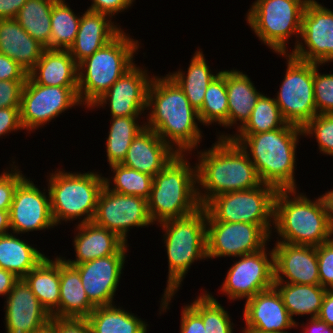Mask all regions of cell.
<instances>
[{"instance_id": "cell-3", "label": "cell", "mask_w": 333, "mask_h": 333, "mask_svg": "<svg viewBox=\"0 0 333 333\" xmlns=\"http://www.w3.org/2000/svg\"><path fill=\"white\" fill-rule=\"evenodd\" d=\"M196 164L197 183L207 192L197 191L203 207L211 198L228 192L256 188L262 184L247 152L231 139H219L200 153ZM202 194V195H201Z\"/></svg>"}, {"instance_id": "cell-22", "label": "cell", "mask_w": 333, "mask_h": 333, "mask_svg": "<svg viewBox=\"0 0 333 333\" xmlns=\"http://www.w3.org/2000/svg\"><path fill=\"white\" fill-rule=\"evenodd\" d=\"M243 315L246 323L243 332L284 331L297 326L274 286L247 299Z\"/></svg>"}, {"instance_id": "cell-12", "label": "cell", "mask_w": 333, "mask_h": 333, "mask_svg": "<svg viewBox=\"0 0 333 333\" xmlns=\"http://www.w3.org/2000/svg\"><path fill=\"white\" fill-rule=\"evenodd\" d=\"M76 104H81L78 87L40 85L27 76L20 104L22 127L37 129Z\"/></svg>"}, {"instance_id": "cell-15", "label": "cell", "mask_w": 333, "mask_h": 333, "mask_svg": "<svg viewBox=\"0 0 333 333\" xmlns=\"http://www.w3.org/2000/svg\"><path fill=\"white\" fill-rule=\"evenodd\" d=\"M300 41L290 53L293 57L317 64L333 61V12L315 0H309L302 14Z\"/></svg>"}, {"instance_id": "cell-59", "label": "cell", "mask_w": 333, "mask_h": 333, "mask_svg": "<svg viewBox=\"0 0 333 333\" xmlns=\"http://www.w3.org/2000/svg\"><path fill=\"white\" fill-rule=\"evenodd\" d=\"M244 333H288L286 331H272V332H244Z\"/></svg>"}, {"instance_id": "cell-41", "label": "cell", "mask_w": 333, "mask_h": 333, "mask_svg": "<svg viewBox=\"0 0 333 333\" xmlns=\"http://www.w3.org/2000/svg\"><path fill=\"white\" fill-rule=\"evenodd\" d=\"M190 306L202 317L206 333H233L227 311L209 293H203Z\"/></svg>"}, {"instance_id": "cell-40", "label": "cell", "mask_w": 333, "mask_h": 333, "mask_svg": "<svg viewBox=\"0 0 333 333\" xmlns=\"http://www.w3.org/2000/svg\"><path fill=\"white\" fill-rule=\"evenodd\" d=\"M110 167L115 173L113 178L115 184L114 188H110V181L108 178H104V181L105 185L111 191L123 195L139 196L146 200L149 199L153 176L122 164H113L110 165Z\"/></svg>"}, {"instance_id": "cell-10", "label": "cell", "mask_w": 333, "mask_h": 333, "mask_svg": "<svg viewBox=\"0 0 333 333\" xmlns=\"http://www.w3.org/2000/svg\"><path fill=\"white\" fill-rule=\"evenodd\" d=\"M309 0H257L247 21L264 44L278 54H286V42L301 34L302 14Z\"/></svg>"}, {"instance_id": "cell-32", "label": "cell", "mask_w": 333, "mask_h": 333, "mask_svg": "<svg viewBox=\"0 0 333 333\" xmlns=\"http://www.w3.org/2000/svg\"><path fill=\"white\" fill-rule=\"evenodd\" d=\"M285 284V285H284ZM290 317L310 314L317 318L324 295L327 291L321 285L274 283Z\"/></svg>"}, {"instance_id": "cell-35", "label": "cell", "mask_w": 333, "mask_h": 333, "mask_svg": "<svg viewBox=\"0 0 333 333\" xmlns=\"http://www.w3.org/2000/svg\"><path fill=\"white\" fill-rule=\"evenodd\" d=\"M55 1L27 0L15 20L33 38L51 49V11Z\"/></svg>"}, {"instance_id": "cell-33", "label": "cell", "mask_w": 333, "mask_h": 333, "mask_svg": "<svg viewBox=\"0 0 333 333\" xmlns=\"http://www.w3.org/2000/svg\"><path fill=\"white\" fill-rule=\"evenodd\" d=\"M91 333H146L147 324L116 305L98 306L86 318Z\"/></svg>"}, {"instance_id": "cell-4", "label": "cell", "mask_w": 333, "mask_h": 333, "mask_svg": "<svg viewBox=\"0 0 333 333\" xmlns=\"http://www.w3.org/2000/svg\"><path fill=\"white\" fill-rule=\"evenodd\" d=\"M184 155L177 154L153 177L151 194L147 200L152 222L180 219L202 207L197 194L199 188L195 187L196 166L191 169Z\"/></svg>"}, {"instance_id": "cell-9", "label": "cell", "mask_w": 333, "mask_h": 333, "mask_svg": "<svg viewBox=\"0 0 333 333\" xmlns=\"http://www.w3.org/2000/svg\"><path fill=\"white\" fill-rule=\"evenodd\" d=\"M276 192L274 186L262 183L256 188L216 195L203 206L206 220L257 224L270 236Z\"/></svg>"}, {"instance_id": "cell-27", "label": "cell", "mask_w": 333, "mask_h": 333, "mask_svg": "<svg viewBox=\"0 0 333 333\" xmlns=\"http://www.w3.org/2000/svg\"><path fill=\"white\" fill-rule=\"evenodd\" d=\"M28 76L40 85L78 87V64L68 50L46 48Z\"/></svg>"}, {"instance_id": "cell-42", "label": "cell", "mask_w": 333, "mask_h": 333, "mask_svg": "<svg viewBox=\"0 0 333 333\" xmlns=\"http://www.w3.org/2000/svg\"><path fill=\"white\" fill-rule=\"evenodd\" d=\"M303 135L317 139L321 152L333 156V114H317L303 128Z\"/></svg>"}, {"instance_id": "cell-56", "label": "cell", "mask_w": 333, "mask_h": 333, "mask_svg": "<svg viewBox=\"0 0 333 333\" xmlns=\"http://www.w3.org/2000/svg\"><path fill=\"white\" fill-rule=\"evenodd\" d=\"M325 206L326 214L330 225L333 227V190L320 196Z\"/></svg>"}, {"instance_id": "cell-11", "label": "cell", "mask_w": 333, "mask_h": 333, "mask_svg": "<svg viewBox=\"0 0 333 333\" xmlns=\"http://www.w3.org/2000/svg\"><path fill=\"white\" fill-rule=\"evenodd\" d=\"M286 55L287 69L275 102L288 124L303 128L315 115L313 62Z\"/></svg>"}, {"instance_id": "cell-19", "label": "cell", "mask_w": 333, "mask_h": 333, "mask_svg": "<svg viewBox=\"0 0 333 333\" xmlns=\"http://www.w3.org/2000/svg\"><path fill=\"white\" fill-rule=\"evenodd\" d=\"M145 70L133 65L91 106L110 103L112 117L138 116L147 108L151 83Z\"/></svg>"}, {"instance_id": "cell-36", "label": "cell", "mask_w": 333, "mask_h": 333, "mask_svg": "<svg viewBox=\"0 0 333 333\" xmlns=\"http://www.w3.org/2000/svg\"><path fill=\"white\" fill-rule=\"evenodd\" d=\"M111 118L112 124L106 144L107 159L109 165L121 164L133 139L146 127L136 123L138 116Z\"/></svg>"}, {"instance_id": "cell-8", "label": "cell", "mask_w": 333, "mask_h": 333, "mask_svg": "<svg viewBox=\"0 0 333 333\" xmlns=\"http://www.w3.org/2000/svg\"><path fill=\"white\" fill-rule=\"evenodd\" d=\"M105 185L104 177L94 172L67 173L55 171L49 179L51 213L55 226L60 220L83 218L81 223L92 222L99 194Z\"/></svg>"}, {"instance_id": "cell-29", "label": "cell", "mask_w": 333, "mask_h": 333, "mask_svg": "<svg viewBox=\"0 0 333 333\" xmlns=\"http://www.w3.org/2000/svg\"><path fill=\"white\" fill-rule=\"evenodd\" d=\"M226 90L228 95V127L240 121L242 128L249 120L259 97L250 78L237 70H225Z\"/></svg>"}, {"instance_id": "cell-48", "label": "cell", "mask_w": 333, "mask_h": 333, "mask_svg": "<svg viewBox=\"0 0 333 333\" xmlns=\"http://www.w3.org/2000/svg\"><path fill=\"white\" fill-rule=\"evenodd\" d=\"M28 73L13 59L0 53V80L26 81Z\"/></svg>"}, {"instance_id": "cell-43", "label": "cell", "mask_w": 333, "mask_h": 333, "mask_svg": "<svg viewBox=\"0 0 333 333\" xmlns=\"http://www.w3.org/2000/svg\"><path fill=\"white\" fill-rule=\"evenodd\" d=\"M313 63V91L317 114H333V74H319Z\"/></svg>"}, {"instance_id": "cell-34", "label": "cell", "mask_w": 333, "mask_h": 333, "mask_svg": "<svg viewBox=\"0 0 333 333\" xmlns=\"http://www.w3.org/2000/svg\"><path fill=\"white\" fill-rule=\"evenodd\" d=\"M187 72V76L181 71L168 75L179 85L190 104L198 111L203 105L209 84L220 72L212 74L200 51L195 52Z\"/></svg>"}, {"instance_id": "cell-13", "label": "cell", "mask_w": 333, "mask_h": 333, "mask_svg": "<svg viewBox=\"0 0 333 333\" xmlns=\"http://www.w3.org/2000/svg\"><path fill=\"white\" fill-rule=\"evenodd\" d=\"M93 222L116 233L126 243L130 227L153 224L146 199L113 192L106 185L99 194Z\"/></svg>"}, {"instance_id": "cell-51", "label": "cell", "mask_w": 333, "mask_h": 333, "mask_svg": "<svg viewBox=\"0 0 333 333\" xmlns=\"http://www.w3.org/2000/svg\"><path fill=\"white\" fill-rule=\"evenodd\" d=\"M19 129H23L20 108L0 109V136Z\"/></svg>"}, {"instance_id": "cell-1", "label": "cell", "mask_w": 333, "mask_h": 333, "mask_svg": "<svg viewBox=\"0 0 333 333\" xmlns=\"http://www.w3.org/2000/svg\"><path fill=\"white\" fill-rule=\"evenodd\" d=\"M153 78L147 99L151 113L145 127L154 130L171 148L176 144L177 154L192 151L202 136L195 122L196 119L200 121L198 111L168 74L164 78Z\"/></svg>"}, {"instance_id": "cell-38", "label": "cell", "mask_w": 333, "mask_h": 333, "mask_svg": "<svg viewBox=\"0 0 333 333\" xmlns=\"http://www.w3.org/2000/svg\"><path fill=\"white\" fill-rule=\"evenodd\" d=\"M80 20L64 0L55 2L51 11V49L68 50L77 36Z\"/></svg>"}, {"instance_id": "cell-46", "label": "cell", "mask_w": 333, "mask_h": 333, "mask_svg": "<svg viewBox=\"0 0 333 333\" xmlns=\"http://www.w3.org/2000/svg\"><path fill=\"white\" fill-rule=\"evenodd\" d=\"M25 81L0 80V109L20 108Z\"/></svg>"}, {"instance_id": "cell-17", "label": "cell", "mask_w": 333, "mask_h": 333, "mask_svg": "<svg viewBox=\"0 0 333 333\" xmlns=\"http://www.w3.org/2000/svg\"><path fill=\"white\" fill-rule=\"evenodd\" d=\"M9 222L16 234L54 227L50 195L46 196L25 177L15 189Z\"/></svg>"}, {"instance_id": "cell-54", "label": "cell", "mask_w": 333, "mask_h": 333, "mask_svg": "<svg viewBox=\"0 0 333 333\" xmlns=\"http://www.w3.org/2000/svg\"><path fill=\"white\" fill-rule=\"evenodd\" d=\"M18 280L14 273L0 268V295H8Z\"/></svg>"}, {"instance_id": "cell-44", "label": "cell", "mask_w": 333, "mask_h": 333, "mask_svg": "<svg viewBox=\"0 0 333 333\" xmlns=\"http://www.w3.org/2000/svg\"><path fill=\"white\" fill-rule=\"evenodd\" d=\"M316 253L320 285L326 289H333V238L316 246Z\"/></svg>"}, {"instance_id": "cell-6", "label": "cell", "mask_w": 333, "mask_h": 333, "mask_svg": "<svg viewBox=\"0 0 333 333\" xmlns=\"http://www.w3.org/2000/svg\"><path fill=\"white\" fill-rule=\"evenodd\" d=\"M206 219V210L201 207L189 216L160 223L165 229L164 239L169 261L167 287L161 301L163 311L191 264L195 260L207 258Z\"/></svg>"}, {"instance_id": "cell-50", "label": "cell", "mask_w": 333, "mask_h": 333, "mask_svg": "<svg viewBox=\"0 0 333 333\" xmlns=\"http://www.w3.org/2000/svg\"><path fill=\"white\" fill-rule=\"evenodd\" d=\"M133 0H93V4L88 10L98 12L112 17L114 14L123 11L131 6ZM111 15V16H110Z\"/></svg>"}, {"instance_id": "cell-39", "label": "cell", "mask_w": 333, "mask_h": 333, "mask_svg": "<svg viewBox=\"0 0 333 333\" xmlns=\"http://www.w3.org/2000/svg\"><path fill=\"white\" fill-rule=\"evenodd\" d=\"M287 124L275 99L262 94L251 112L249 120L238 132L240 134L264 133L283 128Z\"/></svg>"}, {"instance_id": "cell-23", "label": "cell", "mask_w": 333, "mask_h": 333, "mask_svg": "<svg viewBox=\"0 0 333 333\" xmlns=\"http://www.w3.org/2000/svg\"><path fill=\"white\" fill-rule=\"evenodd\" d=\"M176 155L175 148L165 143L154 130L145 128L133 139L121 164L154 177Z\"/></svg>"}, {"instance_id": "cell-7", "label": "cell", "mask_w": 333, "mask_h": 333, "mask_svg": "<svg viewBox=\"0 0 333 333\" xmlns=\"http://www.w3.org/2000/svg\"><path fill=\"white\" fill-rule=\"evenodd\" d=\"M133 40L121 31L78 64V97L81 104L83 102L87 107H91L134 65L133 55L139 44L138 40Z\"/></svg>"}, {"instance_id": "cell-53", "label": "cell", "mask_w": 333, "mask_h": 333, "mask_svg": "<svg viewBox=\"0 0 333 333\" xmlns=\"http://www.w3.org/2000/svg\"><path fill=\"white\" fill-rule=\"evenodd\" d=\"M27 0H0V19H15Z\"/></svg>"}, {"instance_id": "cell-24", "label": "cell", "mask_w": 333, "mask_h": 333, "mask_svg": "<svg viewBox=\"0 0 333 333\" xmlns=\"http://www.w3.org/2000/svg\"><path fill=\"white\" fill-rule=\"evenodd\" d=\"M106 17L105 14L88 9L82 15L77 36L68 49L77 64L94 54L122 31Z\"/></svg>"}, {"instance_id": "cell-21", "label": "cell", "mask_w": 333, "mask_h": 333, "mask_svg": "<svg viewBox=\"0 0 333 333\" xmlns=\"http://www.w3.org/2000/svg\"><path fill=\"white\" fill-rule=\"evenodd\" d=\"M273 251L275 283L320 285L315 246L278 241ZM284 277L289 280L285 281Z\"/></svg>"}, {"instance_id": "cell-16", "label": "cell", "mask_w": 333, "mask_h": 333, "mask_svg": "<svg viewBox=\"0 0 333 333\" xmlns=\"http://www.w3.org/2000/svg\"><path fill=\"white\" fill-rule=\"evenodd\" d=\"M240 256V260L228 270L221 291L229 299H249L261 291L274 286V251H270V260L266 249Z\"/></svg>"}, {"instance_id": "cell-57", "label": "cell", "mask_w": 333, "mask_h": 333, "mask_svg": "<svg viewBox=\"0 0 333 333\" xmlns=\"http://www.w3.org/2000/svg\"><path fill=\"white\" fill-rule=\"evenodd\" d=\"M9 228V210H0V236L8 234Z\"/></svg>"}, {"instance_id": "cell-55", "label": "cell", "mask_w": 333, "mask_h": 333, "mask_svg": "<svg viewBox=\"0 0 333 333\" xmlns=\"http://www.w3.org/2000/svg\"><path fill=\"white\" fill-rule=\"evenodd\" d=\"M311 326H306L305 332L303 333H333V327L328 326L325 322L321 321L318 318H311L308 322Z\"/></svg>"}, {"instance_id": "cell-5", "label": "cell", "mask_w": 333, "mask_h": 333, "mask_svg": "<svg viewBox=\"0 0 333 333\" xmlns=\"http://www.w3.org/2000/svg\"><path fill=\"white\" fill-rule=\"evenodd\" d=\"M296 190H277L274 199V221L283 243L319 246L333 235L322 198L313 202ZM289 194V195H288Z\"/></svg>"}, {"instance_id": "cell-49", "label": "cell", "mask_w": 333, "mask_h": 333, "mask_svg": "<svg viewBox=\"0 0 333 333\" xmlns=\"http://www.w3.org/2000/svg\"><path fill=\"white\" fill-rule=\"evenodd\" d=\"M180 333H206L202 317L187 305L182 311Z\"/></svg>"}, {"instance_id": "cell-2", "label": "cell", "mask_w": 333, "mask_h": 333, "mask_svg": "<svg viewBox=\"0 0 333 333\" xmlns=\"http://www.w3.org/2000/svg\"><path fill=\"white\" fill-rule=\"evenodd\" d=\"M302 128L287 124L283 128L256 134L221 135L239 144L254 164L262 183L277 190H296L294 179L295 149ZM247 148H250L248 152Z\"/></svg>"}, {"instance_id": "cell-52", "label": "cell", "mask_w": 333, "mask_h": 333, "mask_svg": "<svg viewBox=\"0 0 333 333\" xmlns=\"http://www.w3.org/2000/svg\"><path fill=\"white\" fill-rule=\"evenodd\" d=\"M317 318L333 327V289H327Z\"/></svg>"}, {"instance_id": "cell-18", "label": "cell", "mask_w": 333, "mask_h": 333, "mask_svg": "<svg viewBox=\"0 0 333 333\" xmlns=\"http://www.w3.org/2000/svg\"><path fill=\"white\" fill-rule=\"evenodd\" d=\"M127 245L116 254L97 258L75 265L90 302L95 306H108L113 303L125 261Z\"/></svg>"}, {"instance_id": "cell-14", "label": "cell", "mask_w": 333, "mask_h": 333, "mask_svg": "<svg viewBox=\"0 0 333 333\" xmlns=\"http://www.w3.org/2000/svg\"><path fill=\"white\" fill-rule=\"evenodd\" d=\"M207 257H240L263 249L270 237L259 225L206 220Z\"/></svg>"}, {"instance_id": "cell-45", "label": "cell", "mask_w": 333, "mask_h": 333, "mask_svg": "<svg viewBox=\"0 0 333 333\" xmlns=\"http://www.w3.org/2000/svg\"><path fill=\"white\" fill-rule=\"evenodd\" d=\"M18 170L15 168L10 173L3 172L0 175V210H9L11 208L15 189L25 178Z\"/></svg>"}, {"instance_id": "cell-25", "label": "cell", "mask_w": 333, "mask_h": 333, "mask_svg": "<svg viewBox=\"0 0 333 333\" xmlns=\"http://www.w3.org/2000/svg\"><path fill=\"white\" fill-rule=\"evenodd\" d=\"M79 233L74 238L76 260H66L69 265L75 266L97 258L116 254L125 244L116 233L98 226L93 221L79 223Z\"/></svg>"}, {"instance_id": "cell-26", "label": "cell", "mask_w": 333, "mask_h": 333, "mask_svg": "<svg viewBox=\"0 0 333 333\" xmlns=\"http://www.w3.org/2000/svg\"><path fill=\"white\" fill-rule=\"evenodd\" d=\"M46 49L15 19H0V53L7 55L29 73Z\"/></svg>"}, {"instance_id": "cell-47", "label": "cell", "mask_w": 333, "mask_h": 333, "mask_svg": "<svg viewBox=\"0 0 333 333\" xmlns=\"http://www.w3.org/2000/svg\"><path fill=\"white\" fill-rule=\"evenodd\" d=\"M49 325L55 333H91L86 319L51 318Z\"/></svg>"}, {"instance_id": "cell-20", "label": "cell", "mask_w": 333, "mask_h": 333, "mask_svg": "<svg viewBox=\"0 0 333 333\" xmlns=\"http://www.w3.org/2000/svg\"><path fill=\"white\" fill-rule=\"evenodd\" d=\"M6 300L7 333H35L50 324V313L23 278L14 284Z\"/></svg>"}, {"instance_id": "cell-58", "label": "cell", "mask_w": 333, "mask_h": 333, "mask_svg": "<svg viewBox=\"0 0 333 333\" xmlns=\"http://www.w3.org/2000/svg\"><path fill=\"white\" fill-rule=\"evenodd\" d=\"M35 333H55V332H54L53 328L50 325H48Z\"/></svg>"}, {"instance_id": "cell-28", "label": "cell", "mask_w": 333, "mask_h": 333, "mask_svg": "<svg viewBox=\"0 0 333 333\" xmlns=\"http://www.w3.org/2000/svg\"><path fill=\"white\" fill-rule=\"evenodd\" d=\"M60 302L52 318L86 319L95 306L88 299L78 270L60 257Z\"/></svg>"}, {"instance_id": "cell-37", "label": "cell", "mask_w": 333, "mask_h": 333, "mask_svg": "<svg viewBox=\"0 0 333 333\" xmlns=\"http://www.w3.org/2000/svg\"><path fill=\"white\" fill-rule=\"evenodd\" d=\"M200 123L218 122L228 126V95L226 90L225 71L220 73L209 84L202 107L198 110Z\"/></svg>"}, {"instance_id": "cell-30", "label": "cell", "mask_w": 333, "mask_h": 333, "mask_svg": "<svg viewBox=\"0 0 333 333\" xmlns=\"http://www.w3.org/2000/svg\"><path fill=\"white\" fill-rule=\"evenodd\" d=\"M23 279L41 305L52 315L59 308L60 302V258L52 261L45 257Z\"/></svg>"}, {"instance_id": "cell-31", "label": "cell", "mask_w": 333, "mask_h": 333, "mask_svg": "<svg viewBox=\"0 0 333 333\" xmlns=\"http://www.w3.org/2000/svg\"><path fill=\"white\" fill-rule=\"evenodd\" d=\"M44 254L11 233L0 236V268L24 278L43 259Z\"/></svg>"}]
</instances>
